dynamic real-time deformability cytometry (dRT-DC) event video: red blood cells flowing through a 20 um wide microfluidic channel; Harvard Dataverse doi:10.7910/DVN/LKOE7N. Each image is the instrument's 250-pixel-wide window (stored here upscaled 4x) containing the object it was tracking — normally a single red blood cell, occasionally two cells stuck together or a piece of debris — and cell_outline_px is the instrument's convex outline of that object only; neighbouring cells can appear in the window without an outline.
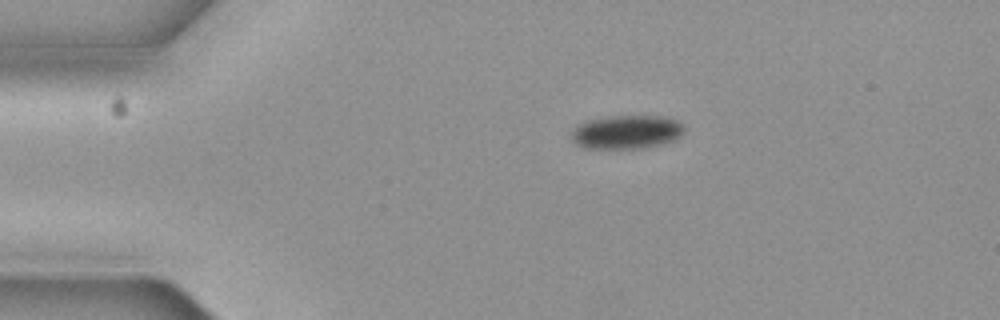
{"species": "common noctule bat (a hibernating species)", "species_latin": "Nyctalus noctula", "temperature_condition": "cold", "stored_images_in_passage": 6, "camera_frame_rate_fps": 3000, "um_per_image_px": 0.085, "animal": {"sex": "female", "body_mass_g": 19.3, "forearm_length_mm": 54.1}, "frame": {"image": 1, "passage_image": 1, "time_ms": 0.0, "image_size_px": [1000, 320], "cell_outline_px": [[684, 128], [680, 136], [672, 140], [660, 144], [644, 148], [588, 148], [576, 144], [572, 140], [572, 132], [576, 124], [588, 120], [608, 116], [660, 116], [676, 120]], "centroid_in_image_um": [53.21, 11.21], "position_along_channel_um": 31.8, "area_um2": 21.91}}
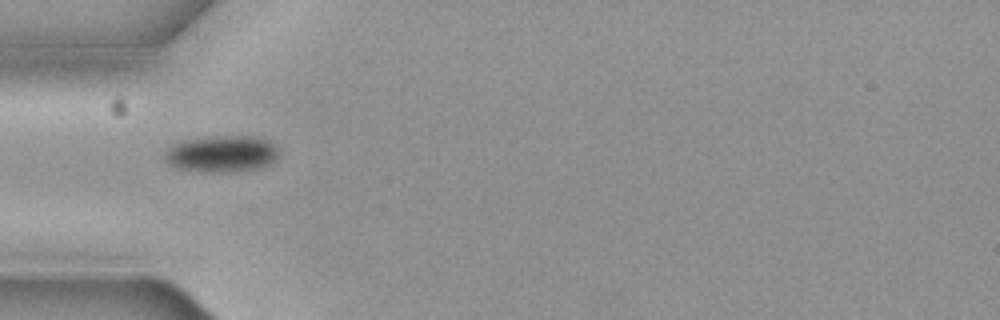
{"frame": {"image": 2, "passage_image": 3, "time_ms": 0.667, "image_size_px": [1000, 320], "cell_outline_px": [[276, 160], [272, 164], [260, 168], [228, 172], [216, 172], [176, 168], [168, 164], [164, 160], [164, 152], [172, 144], [180, 140], [212, 136], [260, 136], [268, 140], [276, 148]], "centroid_in_image_um": [18.81, 13.06], "position_along_channel_um": 66.2, "area_um2": 24.57}}